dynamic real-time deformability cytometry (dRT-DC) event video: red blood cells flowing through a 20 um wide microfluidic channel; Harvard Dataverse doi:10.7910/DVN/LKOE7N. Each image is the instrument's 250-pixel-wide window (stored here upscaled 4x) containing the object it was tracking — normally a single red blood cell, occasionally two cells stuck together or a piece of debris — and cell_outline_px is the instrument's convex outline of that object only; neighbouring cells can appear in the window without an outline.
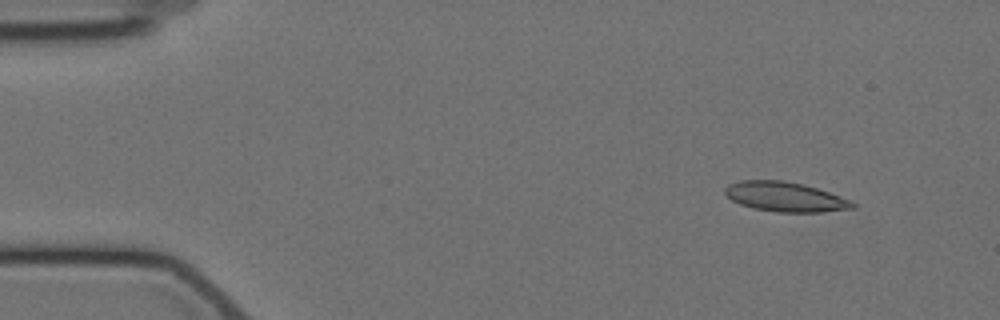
{"species": "Egyptian fruit bat (a non-hibernating species)", "species_latin": "Rousettus aegyptiacus", "temperature_condition": "cold", "stored_images_in_passage": 5, "camera_frame_rate_fps": 3000, "um_per_image_px": 0.085, "animal": {"sex": "female"}, "frame": {"image": 1, "passage_image": 1, "time_ms": 0.0, "image_size_px": [1000, 320], "cell_outline_px": [[856, 208], [824, 212], [776, 212], [752, 208], [740, 204], [732, 200], [724, 192], [724, 188], [728, 184], [740, 180], [784, 180], [804, 184], [828, 192], [848, 200], [856, 204]], "centroid_in_image_um": [66.71, 16.73], "position_along_channel_um": 18.3, "area_um2": 22.08}}
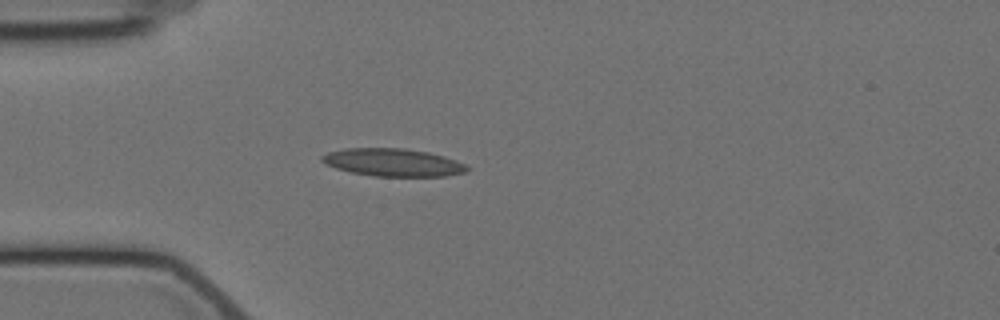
{"frame": {"image": 2, "passage_image": 4, "time_ms": 3.333, "image_size_px": [1000, 320], "cell_outline_px": [[468, 172], [444, 176], [372, 176], [352, 172], [336, 168], [324, 164], [320, 160], [320, 156], [328, 152], [344, 148], [404, 148], [428, 152], [444, 156], [456, 160], [464, 164], [468, 168]], "centroid_in_image_um": [33.37, 13.8], "position_along_channel_um": 51.6, "area_um2": 23.52}}